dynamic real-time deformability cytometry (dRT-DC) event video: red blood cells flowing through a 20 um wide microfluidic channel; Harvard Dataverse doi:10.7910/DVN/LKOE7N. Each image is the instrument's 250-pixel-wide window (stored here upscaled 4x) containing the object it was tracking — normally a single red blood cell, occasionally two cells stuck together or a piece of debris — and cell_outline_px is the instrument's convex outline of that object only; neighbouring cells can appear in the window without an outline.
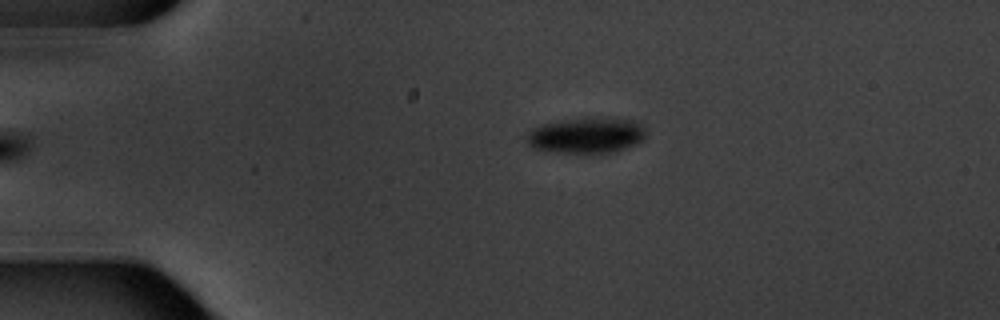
{"species": "common noctule bat (a hibernating species)", "species_latin": "Nyctalus noctula", "temperature_condition": "warm", "stored_images_in_passage": 2, "camera_frame_rate_fps": 3000, "um_per_image_px": 0.085, "animal": {"sex": "male", "body_mass_g": 20.1, "forearm_length_mm": 53.5}, "frame": {"image": 1, "passage_image": 2, "time_ms": 1.0, "image_size_px": [1000, 320], "cell_outline_px": [[644, 140], [636, 144], [616, 152], [588, 156], [544, 152], [532, 148], [524, 140], [524, 136], [532, 128], [540, 124], [560, 120], [616, 116], [636, 120], [644, 128]], "centroid_in_image_um": [49.8, 11.55], "position_along_channel_um": 35.2, "area_um2": 26.53}}